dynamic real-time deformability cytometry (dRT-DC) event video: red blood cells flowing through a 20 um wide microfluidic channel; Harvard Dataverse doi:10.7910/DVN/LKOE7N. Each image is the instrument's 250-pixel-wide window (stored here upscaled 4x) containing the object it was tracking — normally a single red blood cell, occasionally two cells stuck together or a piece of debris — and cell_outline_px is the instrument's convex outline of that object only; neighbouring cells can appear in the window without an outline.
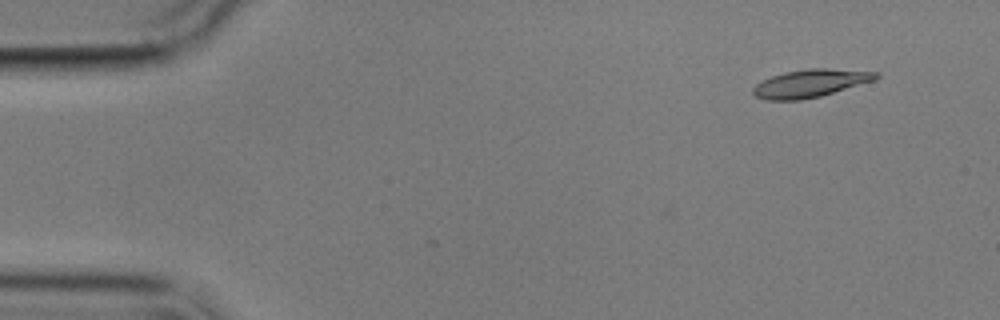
{"species": "common noctule bat (a hibernating species)", "species_latin": "Nyctalus noctula", "temperature_condition": "cold", "stored_images_in_passage": 4, "camera_frame_rate_fps": 3000, "um_per_image_px": 0.085, "animal": {"sex": "male", "body_mass_g": 17.9}, "frame": {"image": 1, "passage_image": 1, "time_ms": 0.0, "image_size_px": [1000, 320], "cell_outline_px": [[880, 76], [876, 80], [820, 96], [800, 100], [764, 100], [756, 96], [752, 92], [752, 88], [756, 84], [772, 76], [784, 72], [808, 68], [824, 68], [880, 72]], "centroid_in_image_um": [68.89, 7.08], "position_along_channel_um": 16.1, "area_um2": 19.94}}
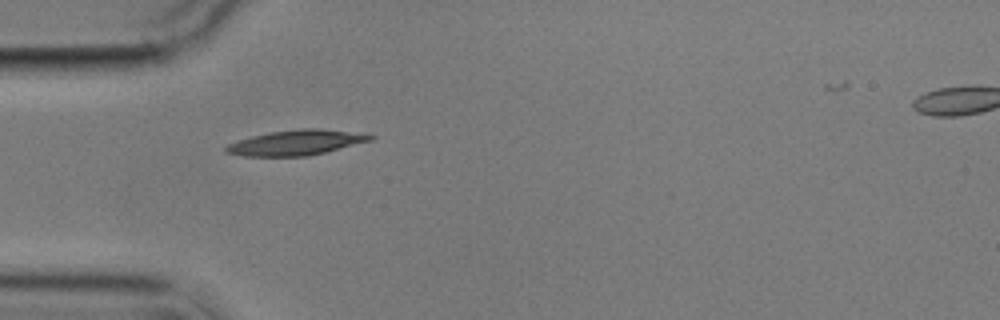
{"frame": {"image": 2, "passage_image": 4, "time_ms": 4.0, "image_size_px": [1000, 320], "cell_outline_px": [[376, 136], [372, 140], [324, 152], [304, 156], [244, 156], [224, 152], [224, 148], [228, 144], [236, 140], [268, 132], [300, 128], [320, 128]], "centroid_in_image_um": [25.09, 12.12], "position_along_channel_um": 59.9, "area_um2": 20.92}}